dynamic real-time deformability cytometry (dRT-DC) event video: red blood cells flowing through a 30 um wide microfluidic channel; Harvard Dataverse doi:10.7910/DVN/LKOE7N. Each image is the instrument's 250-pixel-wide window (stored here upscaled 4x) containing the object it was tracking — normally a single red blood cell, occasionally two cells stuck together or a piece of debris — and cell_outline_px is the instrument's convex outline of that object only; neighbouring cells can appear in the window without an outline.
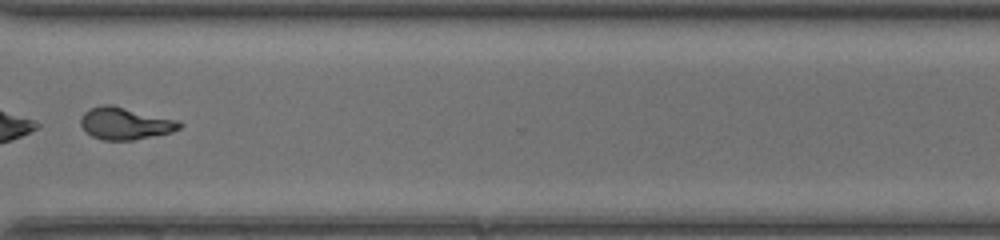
{"species": "common noctule bat (a hibernating species)", "species_latin": "Nyctalus noctula", "temperature_condition": "room temperature", "stored_images_in_passage": 47, "segment_of_instrument_passage": [2, 2], "camera_frame_rate_fps": 3000, "um_per_image_px": 0.085, "animal": {"sex": "female", "body_mass_g": 20.0, "forearm_length_mm": 54.0}, "frame": {"image": 1, "passage_image": 37, "time_ms": 12.0, "image_size_px": [1000, 240], "cell_outline_px": [[184, 124], [180, 128], [172, 132], [132, 140], [104, 140], [92, 136], [84, 132], [80, 124], [80, 116], [88, 108], [100, 104], [112, 104], [176, 120]], "centroid_in_image_um": [10.57, 10.48], "position_along_channel_um": 360.0, "area_um2": 18.67}}